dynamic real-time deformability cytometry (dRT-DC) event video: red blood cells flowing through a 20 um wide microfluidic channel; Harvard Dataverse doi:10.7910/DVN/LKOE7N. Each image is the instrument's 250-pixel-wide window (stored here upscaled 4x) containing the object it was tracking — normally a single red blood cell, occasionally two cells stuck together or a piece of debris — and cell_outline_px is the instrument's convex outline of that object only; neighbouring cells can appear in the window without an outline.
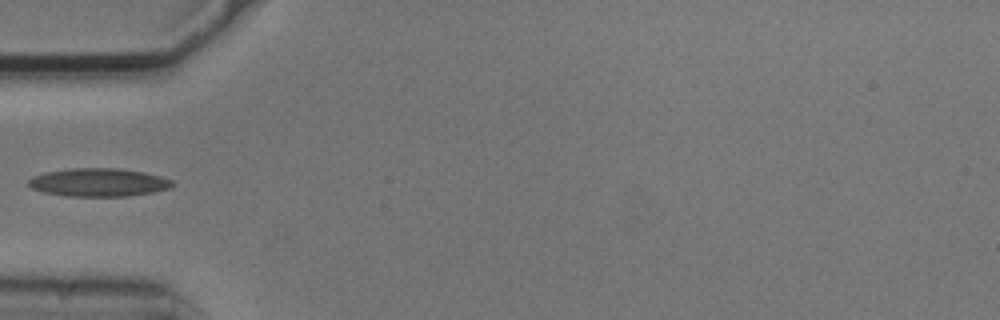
{"species": "common noctule bat (a hibernating species)", "species_latin": "Nyctalus noctula", "temperature_condition": "cold", "stored_images_in_passage": 4, "camera_frame_rate_fps": 3000, "um_per_image_px": 0.085, "animal": {"sex": "male", "body_mass_g": 20.5, "forearm_length_mm": 52.5}, "frame": {"image": 1, "passage_image": 4, "time_ms": 1.0, "image_size_px": [1000, 320], "cell_outline_px": [[172, 184], [168, 188], [152, 192], [128, 196], [64, 196], [44, 192], [32, 188], [28, 184], [28, 180], [32, 176], [44, 172], [72, 168], [116, 168], [144, 172], [160, 176], [172, 180]], "centroid_in_image_um": [8.33, 15.5], "position_along_channel_um": 76.7, "area_um2": 23.52}}